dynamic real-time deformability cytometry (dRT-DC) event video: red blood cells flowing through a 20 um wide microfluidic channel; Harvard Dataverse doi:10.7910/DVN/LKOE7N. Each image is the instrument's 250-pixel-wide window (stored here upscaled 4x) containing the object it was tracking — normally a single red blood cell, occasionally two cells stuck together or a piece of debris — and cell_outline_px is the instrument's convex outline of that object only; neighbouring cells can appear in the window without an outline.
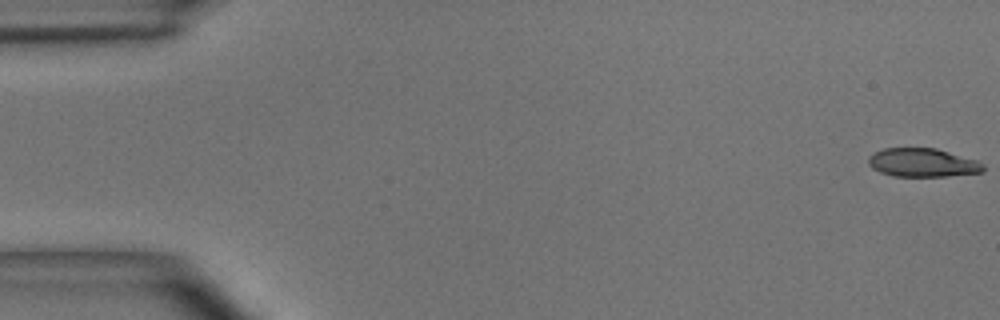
{"species": "common noctule bat (a hibernating species)", "species_latin": "Nyctalus noctula", "temperature_condition": "room temperature", "stored_images_in_passage": 54, "camera_frame_rate_fps": 3000, "um_per_image_px": 0.085, "animal": {"sex": "male", "body_mass_g": 15.6}, "frame": {"image": 1, "passage_image": 1, "time_ms": 0.0, "image_size_px": [1000, 320], "cell_outline_px": [[984, 172], [948, 176], [892, 176], [880, 172], [872, 168], [868, 164], [868, 156], [872, 152], [884, 148], [936, 148], [976, 160], [984, 164]], "centroid_in_image_um": [78.39, 13.82], "position_along_channel_um": 6.6, "area_um2": 19.25}}
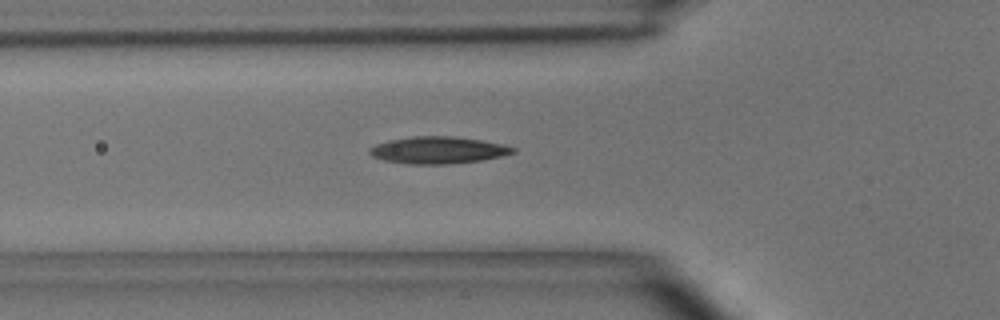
{"frame": {"image": 2, "passage_image": 19, "time_ms": 6.0, "image_size_px": [1000, 320], "cell_outline_px": [[516, 152], [500, 156], [480, 160], [448, 164], [408, 164], [384, 160], [372, 156], [368, 152], [368, 148], [376, 144], [388, 140], [412, 136], [452, 136], [480, 140], [500, 144], [516, 148]], "centroid_in_image_um": [37.18, 12.76], "position_along_channel_um": 88.6, "area_um2": 22.43}}
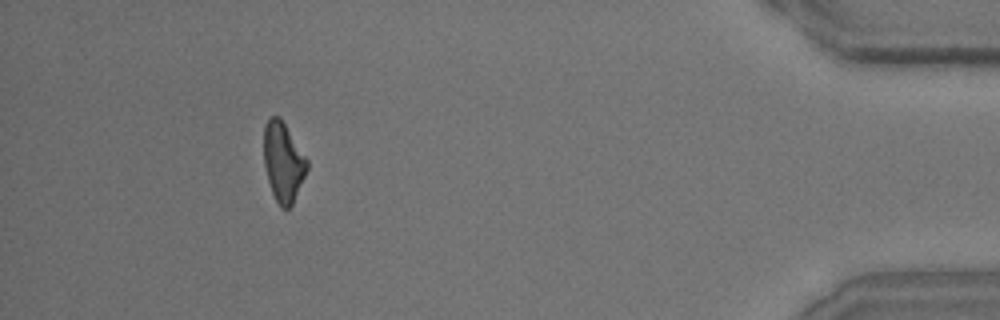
{"frame": {"image": 3, "passage_image": 50, "time_ms": 16.333, "image_size_px": [1000, 320], "cell_outline_px": [[308, 168], [292, 204], [288, 208], [280, 208], [272, 192], [268, 180], [264, 164], [264, 124], [268, 116], [280, 116], [308, 160]], "centroid_in_image_um": [24.06, 13.72], "position_along_channel_um": 411.1, "area_um2": 19.94}, "authors_computed_cell_mechanics": {"area_um2": 20.6924, "velocity_mm_per_s": 3.6845, "shape_relaxation_time_tau1_ms": 4.9184, "shape_relaxation_time_tau2_ms": 5.9537, "deformation_change_tau1": 0.1692, "deformation_change_tau2": 0.1607}}